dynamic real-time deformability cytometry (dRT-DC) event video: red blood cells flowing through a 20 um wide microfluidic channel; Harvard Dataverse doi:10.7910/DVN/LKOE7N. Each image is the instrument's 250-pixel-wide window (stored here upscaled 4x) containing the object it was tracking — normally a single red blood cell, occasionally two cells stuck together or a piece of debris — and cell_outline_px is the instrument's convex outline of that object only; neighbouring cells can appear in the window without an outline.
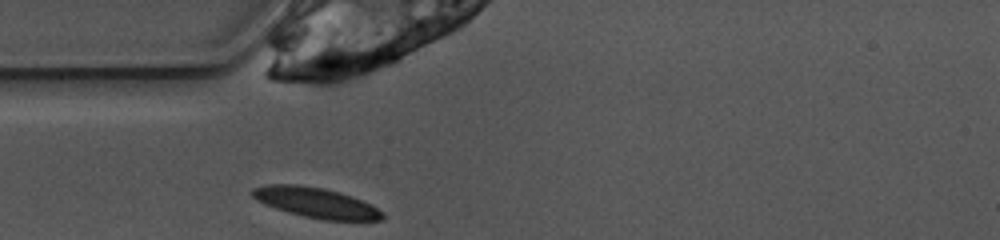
{"species": "common noctule bat (a hibernating species)", "species_latin": "Nyctalus noctula", "temperature_condition": "warm", "stored_images_in_passage": 25, "camera_frame_rate_fps": 3000, "um_per_image_px": 0.085, "animal": {"sex": "female", "body_mass_g": 10.0, "forearm_length_mm": 53.1}, "frame": {"image": 1, "passage_image": 1, "time_ms": 0.0, "image_size_px": [1000, 240], "cell_outline_px": [[384, 220], [324, 220], [304, 216], [288, 212], [276, 208], [256, 200], [248, 192], [252, 188], [268, 184], [296, 184], [324, 188], [340, 192], [352, 196], [384, 212]], "centroid_in_image_um": [26.82, 17.21], "position_along_channel_um": 58.2, "area_um2": 22.83}}
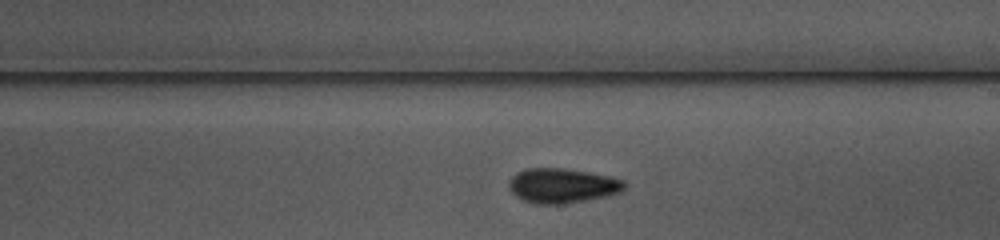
{"frame": {"image": 2, "passage_image": 15, "time_ms": 4.667, "image_size_px": [1000, 240], "cell_outline_px": [[624, 192], [564, 204], [532, 204], [516, 196], [508, 188], [508, 184], [512, 176], [516, 172], [528, 168], [564, 168], [612, 176], [624, 180]], "centroid_in_image_um": [47.78, 15.78], "position_along_channel_um": 241.2, "area_um2": 23.47}}
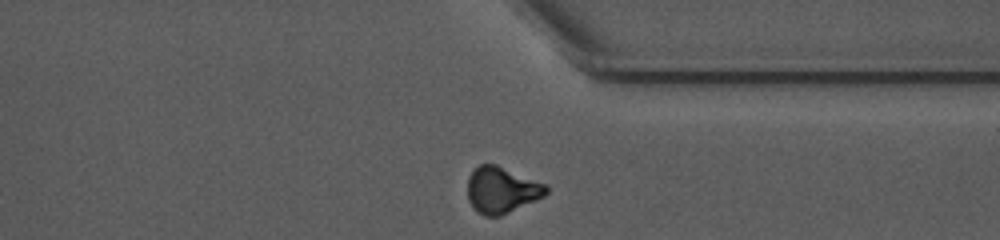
{"frame": {"image": 3, "passage_image": 25, "time_ms": 8.0, "image_size_px": [1000, 240], "cell_outline_px": [[548, 192], [544, 196], [500, 216], [484, 216], [476, 212], [468, 200], [468, 176], [472, 168], [480, 164], [496, 164], [548, 184]], "centroid_in_image_um": [42.63, 16.13], "position_along_channel_um": 368.8, "area_um2": 21.44}, "authors_computed_cell_mechanics": {"area_um2": 22.831, "velocity_mm_per_s": 3.9123, "shape_relaxation_time_tau1_ms": 4.094, "shape_relaxation_time_tau2_ms": 3.5682, "deformation_change_tau1": 0.1428, "deformation_change_tau2": 0.1031}}